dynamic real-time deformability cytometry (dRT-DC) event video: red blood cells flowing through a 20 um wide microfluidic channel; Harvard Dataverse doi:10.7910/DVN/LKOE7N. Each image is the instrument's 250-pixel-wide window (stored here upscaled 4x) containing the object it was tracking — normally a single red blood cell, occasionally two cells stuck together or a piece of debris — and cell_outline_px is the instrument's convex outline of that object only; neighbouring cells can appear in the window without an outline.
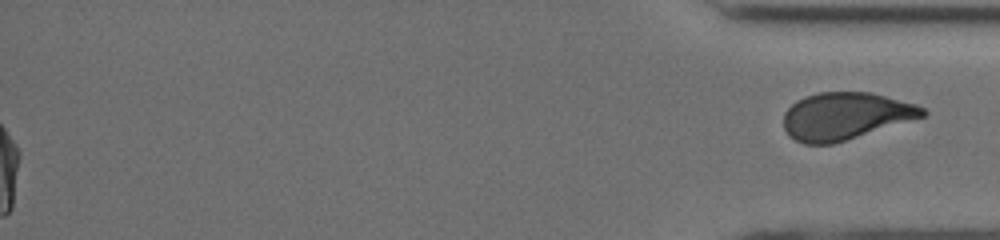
{"species": "human", "species_latin": "Homo sapiens", "temperature_condition": "cold", "stored_images_in_passage": 54, "segment_of_instrument_passage": [2, 2], "camera_frame_rate_fps": 3000, "um_per_image_px": 0.085, "donor": {"sex": "male"}, "frame": {"image": 1, "passage_image": 54, "time_ms": 14.333, "image_size_px": [1000, 240], "cell_outline_px": [[928, 112], [924, 116], [832, 144], [804, 144], [788, 136], [784, 128], [784, 112], [796, 100], [804, 96], [820, 92], [872, 92], [916, 104], [924, 108]], "centroid_in_image_um": [71.83, 9.85], "position_along_channel_um": 363.4, "area_um2": 38.09}}